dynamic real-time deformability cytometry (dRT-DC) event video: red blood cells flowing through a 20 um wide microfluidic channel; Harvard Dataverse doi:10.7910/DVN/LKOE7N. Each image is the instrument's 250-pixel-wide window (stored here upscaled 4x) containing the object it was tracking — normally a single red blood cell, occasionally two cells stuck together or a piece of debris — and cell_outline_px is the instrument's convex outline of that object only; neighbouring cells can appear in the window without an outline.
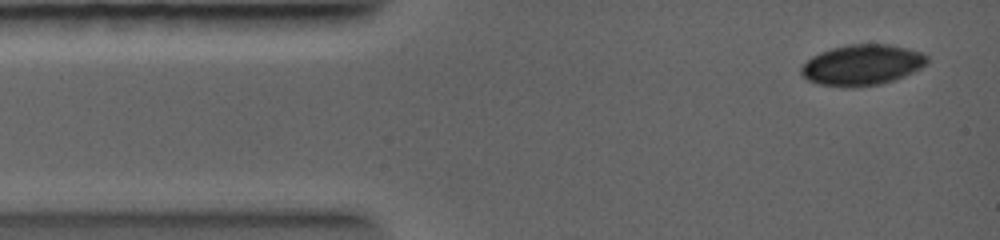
{"species": "common noctule bat (a hibernating species)", "species_latin": "Nyctalus noctula", "temperature_condition": "warm", "stored_images_in_passage": 8, "camera_frame_rate_fps": 5000, "um_per_image_px": 0.085, "animal": {"sex": "female", "body_mass_g": 19.0, "forearm_length_mm": 56.7}, "frame": {"image": 1, "passage_image": 1, "time_ms": 0.0, "image_size_px": [1000, 240], "cell_outline_px": [[928, 64], [904, 76], [880, 84], [856, 88], [848, 88], [820, 84], [808, 80], [800, 72], [800, 68], [812, 56], [820, 52], [832, 48], [848, 44], [888, 44], [924, 52], [928, 56]], "centroid_in_image_um": [73.3, 5.52], "position_along_channel_um": 11.7, "area_um2": 30.0}}